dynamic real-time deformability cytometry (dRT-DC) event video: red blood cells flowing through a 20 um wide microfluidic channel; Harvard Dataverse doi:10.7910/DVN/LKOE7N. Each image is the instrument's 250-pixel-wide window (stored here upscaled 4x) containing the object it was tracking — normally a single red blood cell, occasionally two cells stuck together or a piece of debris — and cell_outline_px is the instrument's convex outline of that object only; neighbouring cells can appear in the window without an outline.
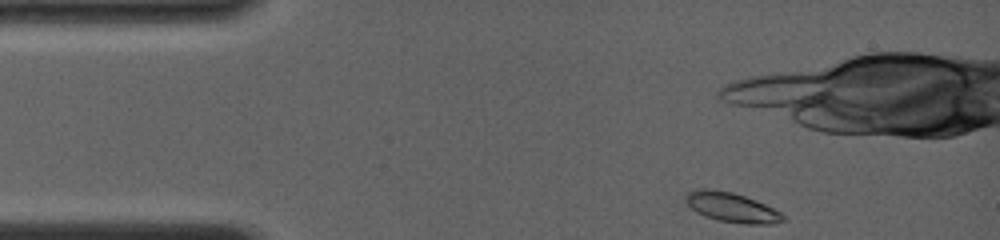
{"species": "common noctule bat (a hibernating species)", "species_latin": "Nyctalus noctula", "temperature_condition": "room temperature", "stored_images_in_passage": 14, "camera_frame_rate_fps": 4000, "um_per_image_px": 0.085, "animal": {"sex": "female", "body_mass_g": 19.0, "forearm_length_mm": 56.7}, "frame": {"image": 1, "passage_image": 1, "time_ms": 0.0, "image_size_px": [1000, 240], "cell_outline_px": [[788, 220], [772, 224], [748, 224], [720, 220], [704, 216], [696, 212], [684, 200], [684, 196], [692, 188], [704, 188], [732, 192], [756, 200], [780, 212]], "centroid_in_image_um": [62.18, 17.61], "position_along_channel_um": 22.8, "area_um2": 16.82}}